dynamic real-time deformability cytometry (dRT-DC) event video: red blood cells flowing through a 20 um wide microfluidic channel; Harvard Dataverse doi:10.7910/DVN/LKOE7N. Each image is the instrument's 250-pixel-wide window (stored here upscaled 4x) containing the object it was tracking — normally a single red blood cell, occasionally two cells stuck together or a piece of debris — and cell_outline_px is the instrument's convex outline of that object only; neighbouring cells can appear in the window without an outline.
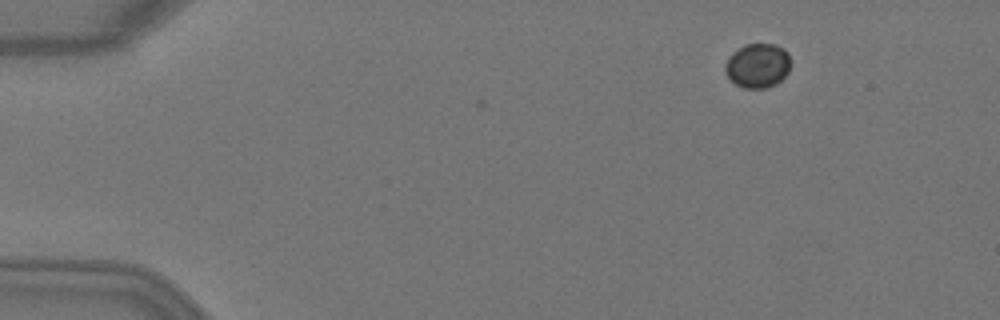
{"species": "Egyptian fruit bat (a non-hibernating species)", "species_latin": "Rousettus aegyptiacus", "temperature_condition": "warm", "stored_images_in_passage": 3, "camera_frame_rate_fps": 3000, "um_per_image_px": 0.085, "animal": {"sex": "female"}, "frame": {"image": 1, "passage_image": 1, "time_ms": 0.0, "image_size_px": [1000, 320], "cell_outline_px": [[788, 72], [776, 84], [764, 88], [744, 88], [736, 84], [724, 72], [724, 68], [728, 56], [732, 52], [744, 44], [776, 44], [784, 48], [788, 52]], "centroid_in_image_um": [64.37, 5.56], "position_along_channel_um": 20.6, "area_um2": 16.88}}
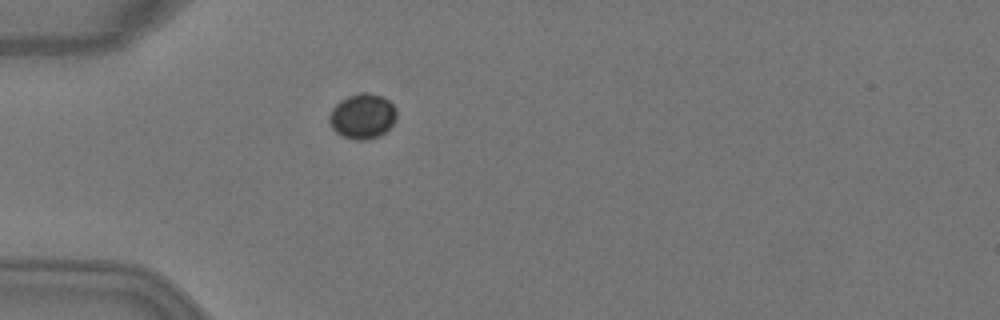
{"frame": {"image": 2, "passage_image": 3, "time_ms": 0.667, "image_size_px": [1000, 320], "cell_outline_px": [[396, 120], [380, 136], [364, 140], [356, 140], [340, 136], [332, 128], [328, 120], [328, 116], [332, 108], [340, 100], [348, 96], [360, 92], [368, 92], [380, 96], [388, 100], [396, 108]], "centroid_in_image_um": [30.79, 9.88], "position_along_channel_um": 54.2, "area_um2": 17.8}}